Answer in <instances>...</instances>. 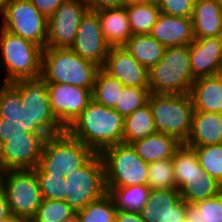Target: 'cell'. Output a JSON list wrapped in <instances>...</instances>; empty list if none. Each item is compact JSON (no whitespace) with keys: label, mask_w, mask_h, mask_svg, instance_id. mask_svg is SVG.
<instances>
[{"label":"cell","mask_w":222,"mask_h":222,"mask_svg":"<svg viewBox=\"0 0 222 222\" xmlns=\"http://www.w3.org/2000/svg\"><path fill=\"white\" fill-rule=\"evenodd\" d=\"M49 136L25 133L0 145V165L7 170L33 169L38 165L43 145Z\"/></svg>","instance_id":"obj_15"},{"label":"cell","mask_w":222,"mask_h":222,"mask_svg":"<svg viewBox=\"0 0 222 222\" xmlns=\"http://www.w3.org/2000/svg\"><path fill=\"white\" fill-rule=\"evenodd\" d=\"M172 161L176 189L184 184L193 173H205L199 164L194 149L184 143L176 150Z\"/></svg>","instance_id":"obj_32"},{"label":"cell","mask_w":222,"mask_h":222,"mask_svg":"<svg viewBox=\"0 0 222 222\" xmlns=\"http://www.w3.org/2000/svg\"><path fill=\"white\" fill-rule=\"evenodd\" d=\"M1 17L2 29L46 47L48 19L30 0H9Z\"/></svg>","instance_id":"obj_11"},{"label":"cell","mask_w":222,"mask_h":222,"mask_svg":"<svg viewBox=\"0 0 222 222\" xmlns=\"http://www.w3.org/2000/svg\"><path fill=\"white\" fill-rule=\"evenodd\" d=\"M123 48L149 70L164 56L167 47L149 34H132Z\"/></svg>","instance_id":"obj_26"},{"label":"cell","mask_w":222,"mask_h":222,"mask_svg":"<svg viewBox=\"0 0 222 222\" xmlns=\"http://www.w3.org/2000/svg\"><path fill=\"white\" fill-rule=\"evenodd\" d=\"M11 214L9 205L6 201V197L2 191H0V219L5 218Z\"/></svg>","instance_id":"obj_44"},{"label":"cell","mask_w":222,"mask_h":222,"mask_svg":"<svg viewBox=\"0 0 222 222\" xmlns=\"http://www.w3.org/2000/svg\"><path fill=\"white\" fill-rule=\"evenodd\" d=\"M65 202L75 211L107 193L104 164L100 153H95L84 165L65 176Z\"/></svg>","instance_id":"obj_8"},{"label":"cell","mask_w":222,"mask_h":222,"mask_svg":"<svg viewBox=\"0 0 222 222\" xmlns=\"http://www.w3.org/2000/svg\"><path fill=\"white\" fill-rule=\"evenodd\" d=\"M147 186L153 189H176L172 158L148 163Z\"/></svg>","instance_id":"obj_35"},{"label":"cell","mask_w":222,"mask_h":222,"mask_svg":"<svg viewBox=\"0 0 222 222\" xmlns=\"http://www.w3.org/2000/svg\"><path fill=\"white\" fill-rule=\"evenodd\" d=\"M151 0H124V5L138 4V3H146Z\"/></svg>","instance_id":"obj_47"},{"label":"cell","mask_w":222,"mask_h":222,"mask_svg":"<svg viewBox=\"0 0 222 222\" xmlns=\"http://www.w3.org/2000/svg\"><path fill=\"white\" fill-rule=\"evenodd\" d=\"M102 34L110 47L123 46L132 36L125 5L96 10Z\"/></svg>","instance_id":"obj_23"},{"label":"cell","mask_w":222,"mask_h":222,"mask_svg":"<svg viewBox=\"0 0 222 222\" xmlns=\"http://www.w3.org/2000/svg\"><path fill=\"white\" fill-rule=\"evenodd\" d=\"M191 19L195 39L222 37V9L219 0H196Z\"/></svg>","instance_id":"obj_21"},{"label":"cell","mask_w":222,"mask_h":222,"mask_svg":"<svg viewBox=\"0 0 222 222\" xmlns=\"http://www.w3.org/2000/svg\"><path fill=\"white\" fill-rule=\"evenodd\" d=\"M10 84L21 94L22 105L33 114L34 122L48 136L65 131L52 113L47 91L48 83L42 76L25 78Z\"/></svg>","instance_id":"obj_12"},{"label":"cell","mask_w":222,"mask_h":222,"mask_svg":"<svg viewBox=\"0 0 222 222\" xmlns=\"http://www.w3.org/2000/svg\"><path fill=\"white\" fill-rule=\"evenodd\" d=\"M118 210L139 213L147 203L150 188L147 185H135L121 188H106Z\"/></svg>","instance_id":"obj_29"},{"label":"cell","mask_w":222,"mask_h":222,"mask_svg":"<svg viewBox=\"0 0 222 222\" xmlns=\"http://www.w3.org/2000/svg\"><path fill=\"white\" fill-rule=\"evenodd\" d=\"M132 34H149L160 15L156 0L125 5Z\"/></svg>","instance_id":"obj_30"},{"label":"cell","mask_w":222,"mask_h":222,"mask_svg":"<svg viewBox=\"0 0 222 222\" xmlns=\"http://www.w3.org/2000/svg\"><path fill=\"white\" fill-rule=\"evenodd\" d=\"M117 211L112 197L106 193L76 213L80 222H115Z\"/></svg>","instance_id":"obj_34"},{"label":"cell","mask_w":222,"mask_h":222,"mask_svg":"<svg viewBox=\"0 0 222 222\" xmlns=\"http://www.w3.org/2000/svg\"><path fill=\"white\" fill-rule=\"evenodd\" d=\"M100 155L106 188L147 185L148 163L137 155L131 144L119 143L107 147Z\"/></svg>","instance_id":"obj_7"},{"label":"cell","mask_w":222,"mask_h":222,"mask_svg":"<svg viewBox=\"0 0 222 222\" xmlns=\"http://www.w3.org/2000/svg\"><path fill=\"white\" fill-rule=\"evenodd\" d=\"M222 113L194 111L192 127L184 143L189 147L221 144Z\"/></svg>","instance_id":"obj_22"},{"label":"cell","mask_w":222,"mask_h":222,"mask_svg":"<svg viewBox=\"0 0 222 222\" xmlns=\"http://www.w3.org/2000/svg\"><path fill=\"white\" fill-rule=\"evenodd\" d=\"M0 222H23L19 217L10 214L9 216L0 219Z\"/></svg>","instance_id":"obj_45"},{"label":"cell","mask_w":222,"mask_h":222,"mask_svg":"<svg viewBox=\"0 0 222 222\" xmlns=\"http://www.w3.org/2000/svg\"><path fill=\"white\" fill-rule=\"evenodd\" d=\"M189 53L194 79L218 75L222 67V37L194 39Z\"/></svg>","instance_id":"obj_19"},{"label":"cell","mask_w":222,"mask_h":222,"mask_svg":"<svg viewBox=\"0 0 222 222\" xmlns=\"http://www.w3.org/2000/svg\"><path fill=\"white\" fill-rule=\"evenodd\" d=\"M189 95L194 111L222 113V78L219 75L195 79Z\"/></svg>","instance_id":"obj_24"},{"label":"cell","mask_w":222,"mask_h":222,"mask_svg":"<svg viewBox=\"0 0 222 222\" xmlns=\"http://www.w3.org/2000/svg\"><path fill=\"white\" fill-rule=\"evenodd\" d=\"M180 197L187 204H194L215 196L222 191L219 184L208 173H193L187 181L178 188Z\"/></svg>","instance_id":"obj_27"},{"label":"cell","mask_w":222,"mask_h":222,"mask_svg":"<svg viewBox=\"0 0 222 222\" xmlns=\"http://www.w3.org/2000/svg\"><path fill=\"white\" fill-rule=\"evenodd\" d=\"M194 80L189 45L168 47L159 62L149 69L148 88L150 93L184 94L190 92Z\"/></svg>","instance_id":"obj_4"},{"label":"cell","mask_w":222,"mask_h":222,"mask_svg":"<svg viewBox=\"0 0 222 222\" xmlns=\"http://www.w3.org/2000/svg\"><path fill=\"white\" fill-rule=\"evenodd\" d=\"M160 13L191 18L196 0H156Z\"/></svg>","instance_id":"obj_40"},{"label":"cell","mask_w":222,"mask_h":222,"mask_svg":"<svg viewBox=\"0 0 222 222\" xmlns=\"http://www.w3.org/2000/svg\"><path fill=\"white\" fill-rule=\"evenodd\" d=\"M124 85L116 78L111 77L102 68L97 71L92 90V99L108 108H115L123 93Z\"/></svg>","instance_id":"obj_31"},{"label":"cell","mask_w":222,"mask_h":222,"mask_svg":"<svg viewBox=\"0 0 222 222\" xmlns=\"http://www.w3.org/2000/svg\"><path fill=\"white\" fill-rule=\"evenodd\" d=\"M137 155L145 162L173 158L182 143L175 137L156 132L131 143Z\"/></svg>","instance_id":"obj_25"},{"label":"cell","mask_w":222,"mask_h":222,"mask_svg":"<svg viewBox=\"0 0 222 222\" xmlns=\"http://www.w3.org/2000/svg\"><path fill=\"white\" fill-rule=\"evenodd\" d=\"M99 69L70 48L45 47L42 52L41 76L47 82L71 84L92 91Z\"/></svg>","instance_id":"obj_2"},{"label":"cell","mask_w":222,"mask_h":222,"mask_svg":"<svg viewBox=\"0 0 222 222\" xmlns=\"http://www.w3.org/2000/svg\"><path fill=\"white\" fill-rule=\"evenodd\" d=\"M148 87L124 86L123 93L120 94L119 102L115 105V110L123 117L133 113L136 109L145 105L149 97Z\"/></svg>","instance_id":"obj_38"},{"label":"cell","mask_w":222,"mask_h":222,"mask_svg":"<svg viewBox=\"0 0 222 222\" xmlns=\"http://www.w3.org/2000/svg\"><path fill=\"white\" fill-rule=\"evenodd\" d=\"M186 219L192 222H222V191L194 204H187Z\"/></svg>","instance_id":"obj_33"},{"label":"cell","mask_w":222,"mask_h":222,"mask_svg":"<svg viewBox=\"0 0 222 222\" xmlns=\"http://www.w3.org/2000/svg\"><path fill=\"white\" fill-rule=\"evenodd\" d=\"M186 206L178 189H153L139 213L145 222H183Z\"/></svg>","instance_id":"obj_17"},{"label":"cell","mask_w":222,"mask_h":222,"mask_svg":"<svg viewBox=\"0 0 222 222\" xmlns=\"http://www.w3.org/2000/svg\"><path fill=\"white\" fill-rule=\"evenodd\" d=\"M149 35L168 47L187 46L194 39L192 19L160 13Z\"/></svg>","instance_id":"obj_20"},{"label":"cell","mask_w":222,"mask_h":222,"mask_svg":"<svg viewBox=\"0 0 222 222\" xmlns=\"http://www.w3.org/2000/svg\"><path fill=\"white\" fill-rule=\"evenodd\" d=\"M3 173H4V169L0 165V191H1V188H2Z\"/></svg>","instance_id":"obj_49"},{"label":"cell","mask_w":222,"mask_h":222,"mask_svg":"<svg viewBox=\"0 0 222 222\" xmlns=\"http://www.w3.org/2000/svg\"><path fill=\"white\" fill-rule=\"evenodd\" d=\"M75 211L62 200L42 199L35 215L29 222H61Z\"/></svg>","instance_id":"obj_37"},{"label":"cell","mask_w":222,"mask_h":222,"mask_svg":"<svg viewBox=\"0 0 222 222\" xmlns=\"http://www.w3.org/2000/svg\"><path fill=\"white\" fill-rule=\"evenodd\" d=\"M110 46L105 41L98 13L88 10L82 17L70 49L81 58L103 67Z\"/></svg>","instance_id":"obj_16"},{"label":"cell","mask_w":222,"mask_h":222,"mask_svg":"<svg viewBox=\"0 0 222 222\" xmlns=\"http://www.w3.org/2000/svg\"><path fill=\"white\" fill-rule=\"evenodd\" d=\"M115 222H145L140 213L118 210Z\"/></svg>","instance_id":"obj_43"},{"label":"cell","mask_w":222,"mask_h":222,"mask_svg":"<svg viewBox=\"0 0 222 222\" xmlns=\"http://www.w3.org/2000/svg\"><path fill=\"white\" fill-rule=\"evenodd\" d=\"M43 199L66 200V178L45 174L38 166L33 168Z\"/></svg>","instance_id":"obj_39"},{"label":"cell","mask_w":222,"mask_h":222,"mask_svg":"<svg viewBox=\"0 0 222 222\" xmlns=\"http://www.w3.org/2000/svg\"><path fill=\"white\" fill-rule=\"evenodd\" d=\"M157 132L185 143L192 127L194 107L189 93H150L148 101Z\"/></svg>","instance_id":"obj_5"},{"label":"cell","mask_w":222,"mask_h":222,"mask_svg":"<svg viewBox=\"0 0 222 222\" xmlns=\"http://www.w3.org/2000/svg\"><path fill=\"white\" fill-rule=\"evenodd\" d=\"M204 172L222 184V144L192 147Z\"/></svg>","instance_id":"obj_36"},{"label":"cell","mask_w":222,"mask_h":222,"mask_svg":"<svg viewBox=\"0 0 222 222\" xmlns=\"http://www.w3.org/2000/svg\"><path fill=\"white\" fill-rule=\"evenodd\" d=\"M8 1L9 0H0V14H4Z\"/></svg>","instance_id":"obj_48"},{"label":"cell","mask_w":222,"mask_h":222,"mask_svg":"<svg viewBox=\"0 0 222 222\" xmlns=\"http://www.w3.org/2000/svg\"><path fill=\"white\" fill-rule=\"evenodd\" d=\"M32 4L43 14L47 19L54 13L59 5L65 0H30Z\"/></svg>","instance_id":"obj_41"},{"label":"cell","mask_w":222,"mask_h":222,"mask_svg":"<svg viewBox=\"0 0 222 222\" xmlns=\"http://www.w3.org/2000/svg\"><path fill=\"white\" fill-rule=\"evenodd\" d=\"M88 10L83 0H65L59 5L48 18L46 47L70 48Z\"/></svg>","instance_id":"obj_13"},{"label":"cell","mask_w":222,"mask_h":222,"mask_svg":"<svg viewBox=\"0 0 222 222\" xmlns=\"http://www.w3.org/2000/svg\"><path fill=\"white\" fill-rule=\"evenodd\" d=\"M43 48L0 27V65L2 83L41 76Z\"/></svg>","instance_id":"obj_3"},{"label":"cell","mask_w":222,"mask_h":222,"mask_svg":"<svg viewBox=\"0 0 222 222\" xmlns=\"http://www.w3.org/2000/svg\"><path fill=\"white\" fill-rule=\"evenodd\" d=\"M47 83L52 113L66 130L92 100V91L71 84Z\"/></svg>","instance_id":"obj_14"},{"label":"cell","mask_w":222,"mask_h":222,"mask_svg":"<svg viewBox=\"0 0 222 222\" xmlns=\"http://www.w3.org/2000/svg\"><path fill=\"white\" fill-rule=\"evenodd\" d=\"M89 10H99L103 8H109L114 6L124 5V0H83Z\"/></svg>","instance_id":"obj_42"},{"label":"cell","mask_w":222,"mask_h":222,"mask_svg":"<svg viewBox=\"0 0 222 222\" xmlns=\"http://www.w3.org/2000/svg\"><path fill=\"white\" fill-rule=\"evenodd\" d=\"M156 132L148 102L124 117L123 143L125 144H131Z\"/></svg>","instance_id":"obj_28"},{"label":"cell","mask_w":222,"mask_h":222,"mask_svg":"<svg viewBox=\"0 0 222 222\" xmlns=\"http://www.w3.org/2000/svg\"><path fill=\"white\" fill-rule=\"evenodd\" d=\"M102 69L124 86L148 87L149 70L123 46L110 47Z\"/></svg>","instance_id":"obj_18"},{"label":"cell","mask_w":222,"mask_h":222,"mask_svg":"<svg viewBox=\"0 0 222 222\" xmlns=\"http://www.w3.org/2000/svg\"><path fill=\"white\" fill-rule=\"evenodd\" d=\"M124 117L115 109L93 99L66 129L74 138L101 153L105 148L123 143Z\"/></svg>","instance_id":"obj_1"},{"label":"cell","mask_w":222,"mask_h":222,"mask_svg":"<svg viewBox=\"0 0 222 222\" xmlns=\"http://www.w3.org/2000/svg\"><path fill=\"white\" fill-rule=\"evenodd\" d=\"M1 191L11 214L22 221L31 220L43 199L34 169L4 171Z\"/></svg>","instance_id":"obj_9"},{"label":"cell","mask_w":222,"mask_h":222,"mask_svg":"<svg viewBox=\"0 0 222 222\" xmlns=\"http://www.w3.org/2000/svg\"><path fill=\"white\" fill-rule=\"evenodd\" d=\"M48 136L33 120V114L22 105L21 94L10 84L0 82V145L25 133Z\"/></svg>","instance_id":"obj_10"},{"label":"cell","mask_w":222,"mask_h":222,"mask_svg":"<svg viewBox=\"0 0 222 222\" xmlns=\"http://www.w3.org/2000/svg\"><path fill=\"white\" fill-rule=\"evenodd\" d=\"M183 222H192V221L185 218V220Z\"/></svg>","instance_id":"obj_51"},{"label":"cell","mask_w":222,"mask_h":222,"mask_svg":"<svg viewBox=\"0 0 222 222\" xmlns=\"http://www.w3.org/2000/svg\"><path fill=\"white\" fill-rule=\"evenodd\" d=\"M61 222H80L77 213L75 212L69 218L63 219Z\"/></svg>","instance_id":"obj_46"},{"label":"cell","mask_w":222,"mask_h":222,"mask_svg":"<svg viewBox=\"0 0 222 222\" xmlns=\"http://www.w3.org/2000/svg\"><path fill=\"white\" fill-rule=\"evenodd\" d=\"M219 2H220L221 9H222V0H219Z\"/></svg>","instance_id":"obj_52"},{"label":"cell","mask_w":222,"mask_h":222,"mask_svg":"<svg viewBox=\"0 0 222 222\" xmlns=\"http://www.w3.org/2000/svg\"><path fill=\"white\" fill-rule=\"evenodd\" d=\"M94 154L91 148L65 130L45 140L37 166L50 176L65 177L84 165Z\"/></svg>","instance_id":"obj_6"},{"label":"cell","mask_w":222,"mask_h":222,"mask_svg":"<svg viewBox=\"0 0 222 222\" xmlns=\"http://www.w3.org/2000/svg\"><path fill=\"white\" fill-rule=\"evenodd\" d=\"M218 75L222 78V67H221Z\"/></svg>","instance_id":"obj_50"}]
</instances>
